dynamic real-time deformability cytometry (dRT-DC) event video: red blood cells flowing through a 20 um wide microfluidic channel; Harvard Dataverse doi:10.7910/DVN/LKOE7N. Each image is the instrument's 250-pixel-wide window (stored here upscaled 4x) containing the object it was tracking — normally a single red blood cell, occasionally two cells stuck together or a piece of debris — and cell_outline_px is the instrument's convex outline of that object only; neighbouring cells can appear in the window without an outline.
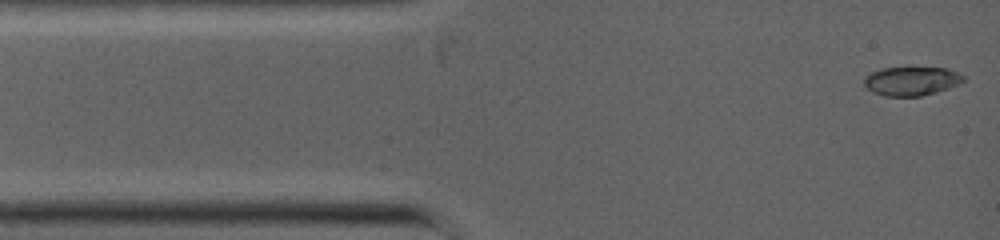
{"species": "common noctule bat (a hibernating species)", "species_latin": "Nyctalus noctula", "temperature_condition": "warm", "stored_images_in_passage": 32, "camera_frame_rate_fps": 5000, "um_per_image_px": 0.085, "animal": {"sex": "female", "body_mass_g": 19.0, "forearm_length_mm": 53.3}, "frame": {"image": 1, "passage_image": 1, "time_ms": 0.0, "image_size_px": [1000, 240], "cell_outline_px": [[964, 80], [960, 84], [936, 92], [920, 96], [884, 96], [872, 92], [864, 84], [864, 76], [880, 68], [948, 68], [964, 76]], "centroid_in_image_um": [77.46, 6.89], "position_along_channel_um": 7.5, "area_um2": 16.65}}
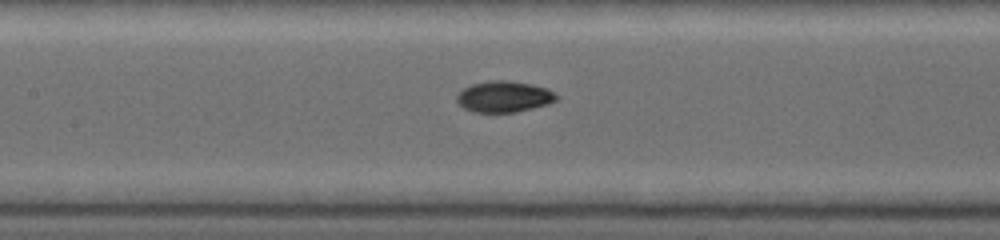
{"frame": {"image": 2, "passage_image": 12, "time_ms": 4.4, "image_size_px": [1000, 240], "cell_outline_px": [[560, 96], [556, 100], [548, 104], [516, 112], [472, 112], [464, 108], [456, 100], [456, 96], [464, 88], [472, 84], [488, 80], [508, 80], [532, 84], [544, 88]], "centroid_in_image_um": [42.83, 8.21], "position_along_channel_um": 164.6, "area_um2": 18.03}}
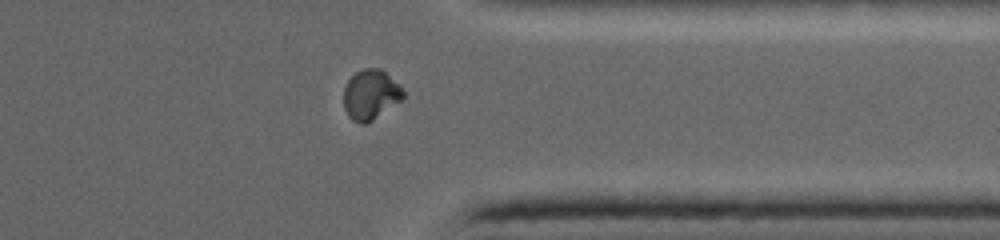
{"frame": {"image": 3, "passage_image": 23, "time_ms": 8.8, "image_size_px": [1000, 240], "cell_outline_px": [[404, 96], [400, 100], [372, 120], [364, 124], [360, 124], [352, 120], [348, 116], [344, 108], [344, 88], [348, 80], [356, 72], [364, 68], [380, 68], [400, 84], [404, 92]], "centroid_in_image_um": [31.49, 8.03], "position_along_channel_um": 379.9, "area_um2": 17.17}}